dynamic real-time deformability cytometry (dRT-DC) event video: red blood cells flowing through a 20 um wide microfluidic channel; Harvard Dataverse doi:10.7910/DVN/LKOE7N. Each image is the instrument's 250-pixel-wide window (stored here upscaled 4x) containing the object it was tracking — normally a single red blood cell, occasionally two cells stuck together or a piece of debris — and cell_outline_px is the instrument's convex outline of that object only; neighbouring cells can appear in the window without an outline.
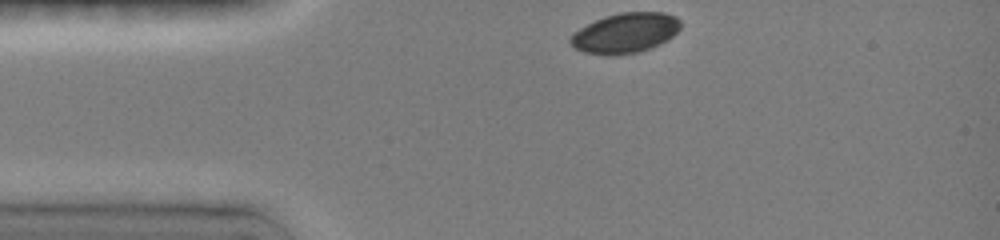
{"species": "common noctule bat (a hibernating species)", "species_latin": "Nyctalus noctula", "temperature_condition": "room temperature", "stored_images_in_passage": 11, "camera_frame_rate_fps": 3000, "um_per_image_px": 0.085, "animal": {"sex": "female", "body_mass_g": 19.0, "forearm_length_mm": 51.5}, "frame": {"image": 1, "passage_image": 1, "time_ms": 0.0, "image_size_px": [1000, 240], "cell_outline_px": [[680, 28], [672, 36], [648, 48], [636, 52], [584, 52], [576, 48], [568, 40], [572, 32], [604, 16], [620, 12], [664, 12], [676, 16], [680, 20]], "centroid_in_image_um": [53.15, 2.73], "position_along_channel_um": 31.8, "area_um2": 24.68}}
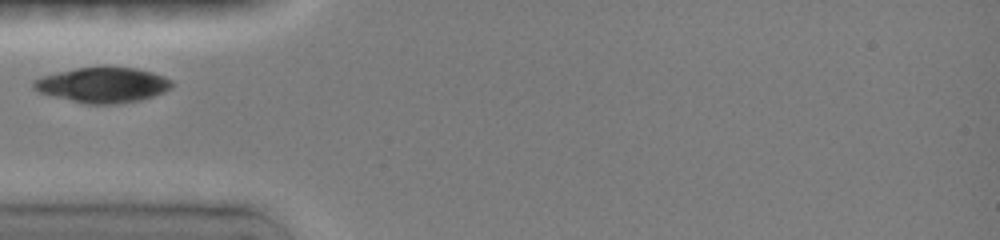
{"frame": {"image": 2, "passage_image": 4, "time_ms": 2.0, "image_size_px": [1000, 240], "cell_outline_px": [[172, 84], [168, 88], [152, 96], [140, 100], [116, 104], [84, 104], [40, 92], [32, 88], [32, 80], [40, 76], [56, 72], [76, 68], [136, 68], [152, 72], [164, 76], [172, 80]], "centroid_in_image_um": [8.68, 7.22], "position_along_channel_um": 76.3, "area_um2": 28.03}}